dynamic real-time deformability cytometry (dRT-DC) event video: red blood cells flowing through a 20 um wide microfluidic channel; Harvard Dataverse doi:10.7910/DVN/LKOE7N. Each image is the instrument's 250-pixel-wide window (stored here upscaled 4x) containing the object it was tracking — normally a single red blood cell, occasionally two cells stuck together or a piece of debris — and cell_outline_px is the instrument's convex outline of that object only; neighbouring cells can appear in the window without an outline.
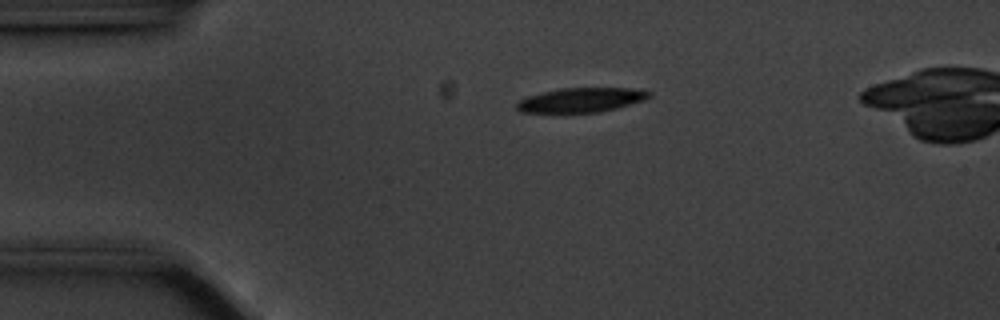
{"species": "common noctule bat (a hibernating species)", "species_latin": "Nyctalus noctula", "temperature_condition": "cold", "stored_images_in_passage": 43, "camera_frame_rate_fps": 3000, "um_per_image_px": 0.085, "animal": {"sex": "male", "body_mass_g": 20.1, "forearm_length_mm": 53.5}, "frame": {"image": 1, "passage_image": 1, "time_ms": 0.0, "image_size_px": [1000, 320], "cell_outline_px": [[652, 96], [644, 100], [616, 108], [600, 112], [520, 112], [516, 108], [516, 104], [520, 100], [528, 96], [560, 88], [632, 88], [652, 92]], "centroid_in_image_um": [49.43, 8.49], "position_along_channel_um": 35.6, "area_um2": 18.67}}
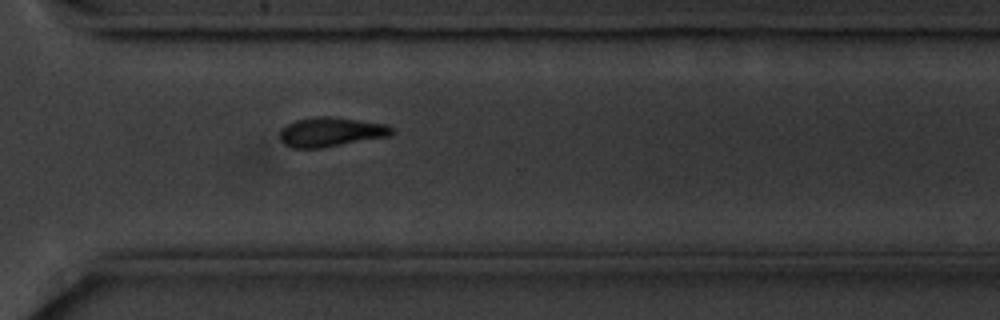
{"frame": {"image": 2, "passage_image": 30, "time_ms": 9.667, "image_size_px": [1000, 320], "cell_outline_px": [[396, 132], [392, 136], [320, 148], [292, 148], [284, 144], [280, 140], [280, 132], [288, 124], [296, 120], [316, 116], [328, 116], [388, 124]], "centroid_in_image_um": [28.17, 11.22], "position_along_channel_um": 342.4, "area_um2": 19.25}}
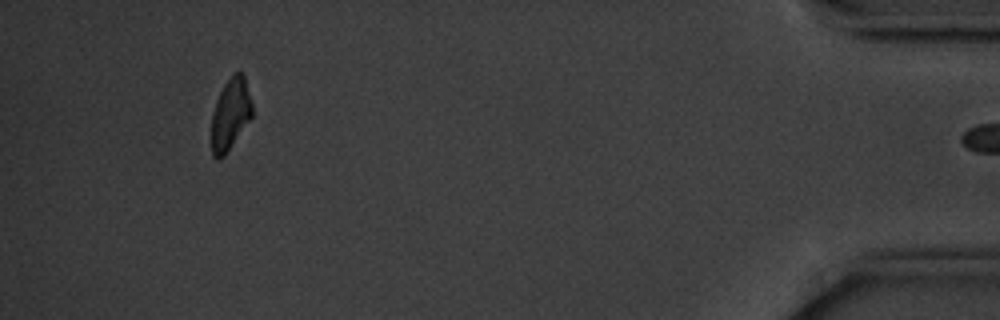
{"frame": {"image": 3, "passage_image": 42, "time_ms": 13.667, "image_size_px": [1000, 320], "cell_outline_px": [[252, 116], [224, 156], [220, 160], [216, 160], [212, 156], [212, 112], [216, 100], [224, 84], [232, 72], [240, 72], [244, 76], [252, 104]], "centroid_in_image_um": [19.57, 9.7], "position_along_channel_um": 415.6, "area_um2": 16.88}}